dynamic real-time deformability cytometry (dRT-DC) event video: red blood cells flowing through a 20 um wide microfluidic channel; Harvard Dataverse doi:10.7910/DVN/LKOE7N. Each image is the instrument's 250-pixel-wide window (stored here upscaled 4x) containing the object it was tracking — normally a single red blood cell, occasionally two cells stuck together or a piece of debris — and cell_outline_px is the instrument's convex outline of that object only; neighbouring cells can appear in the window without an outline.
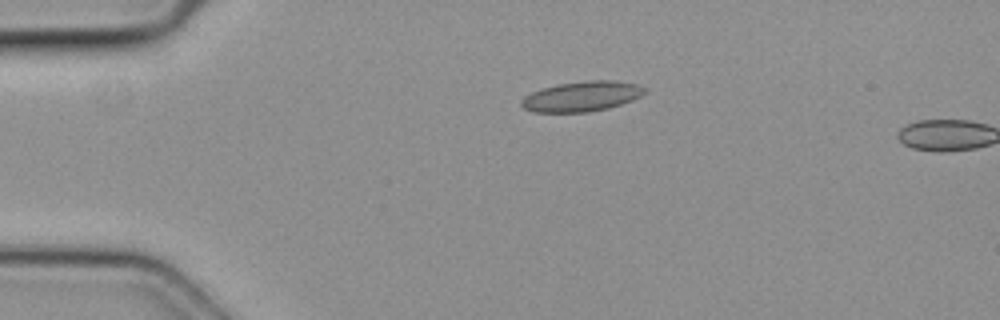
{"species": "common noctule bat (a hibernating species)", "species_latin": "Nyctalus noctula", "temperature_condition": "cold", "stored_images_in_passage": 2, "camera_frame_rate_fps": 3000, "um_per_image_px": 0.085, "animal": {"sex": "female", "body_mass_g": 19.3, "forearm_length_mm": 54.1}, "frame": {"image": 1, "passage_image": 1, "time_ms": 0.0, "image_size_px": [1000, 320], "cell_outline_px": [[648, 92], [632, 100], [608, 108], [588, 112], [532, 112], [524, 108], [520, 104], [520, 100], [524, 96], [540, 88], [556, 84], [584, 80], [612, 80], [636, 84], [648, 88]], "centroid_in_image_um": [49.44, 8.18], "position_along_channel_um": 35.6, "area_um2": 21.91}}